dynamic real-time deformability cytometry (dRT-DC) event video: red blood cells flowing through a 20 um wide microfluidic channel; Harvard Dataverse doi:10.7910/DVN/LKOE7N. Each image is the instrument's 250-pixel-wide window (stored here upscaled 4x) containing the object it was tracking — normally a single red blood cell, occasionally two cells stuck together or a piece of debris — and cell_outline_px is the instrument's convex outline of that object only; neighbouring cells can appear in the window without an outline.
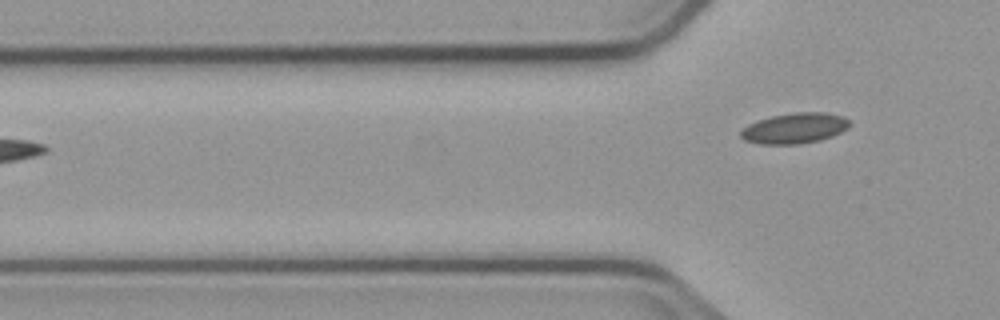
{"species": "common noctule bat (a hibernating species)", "species_latin": "Nyctalus noctula", "temperature_condition": "cold", "stored_images_in_passage": 2, "camera_frame_rate_fps": 3000, "um_per_image_px": 0.085, "animal": {"sex": "male", "body_mass_g": 23.1, "forearm_length_mm": 52.7}, "frame": {"image": 1, "passage_image": 2, "time_ms": 1.333, "image_size_px": [1000, 320], "cell_outline_px": [[848, 128], [832, 136], [820, 140], [800, 144], [760, 144], [744, 140], [740, 136], [740, 132], [748, 124], [756, 120], [772, 116], [792, 112], [828, 112], [844, 116], [848, 120]], "centroid_in_image_um": [67.53, 10.89], "position_along_channel_um": 58.3, "area_um2": 19.48}}